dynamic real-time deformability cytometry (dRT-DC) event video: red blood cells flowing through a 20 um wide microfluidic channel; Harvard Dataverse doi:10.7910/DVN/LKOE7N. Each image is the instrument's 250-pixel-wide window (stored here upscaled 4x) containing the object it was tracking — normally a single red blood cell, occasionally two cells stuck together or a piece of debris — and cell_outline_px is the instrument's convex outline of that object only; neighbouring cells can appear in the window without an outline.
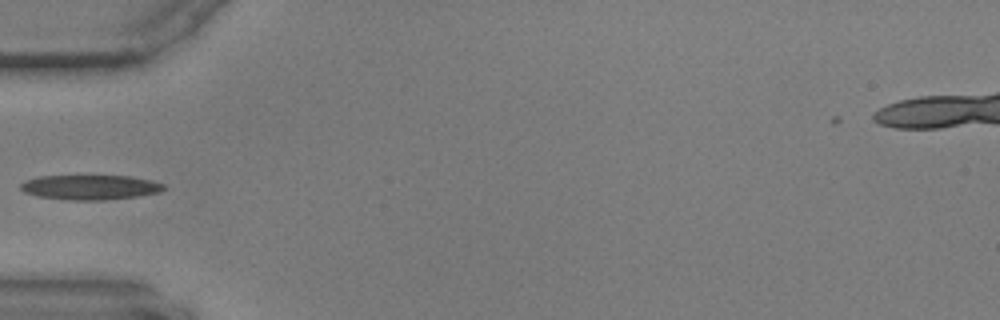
{"species": "common noctule bat (a hibernating species)", "species_latin": "Nyctalus noctula", "temperature_condition": "warm", "stored_images_in_passage": 39, "camera_frame_rate_fps": 3000, "um_per_image_px": 0.085, "animal": {"sex": "male", "body_mass_g": 17.9, "forearm_length_mm": 54.2}, "frame": {"image": 1, "passage_image": 1, "time_ms": 0.0, "image_size_px": [1000, 320], "cell_outline_px": [[168, 188], [160, 192], [136, 196], [104, 200], [64, 200], [36, 196], [24, 192], [20, 188], [20, 184], [24, 180], [36, 176], [92, 172], [128, 176], [148, 180], [164, 184]], "centroid_in_image_um": [7.59, 15.86], "position_along_channel_um": 77.4, "area_um2": 22.08}}
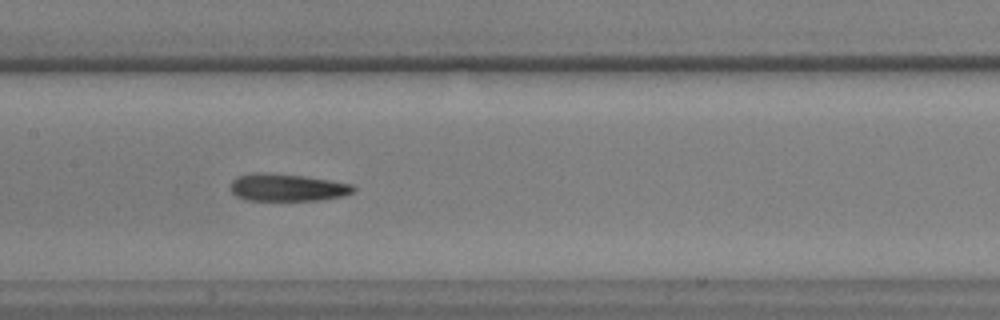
{"frame": {"image": 2, "passage_image": 10, "time_ms": 3.0, "image_size_px": [1000, 320], "cell_outline_px": [[356, 188], [352, 192], [344, 196], [316, 200], [244, 200], [236, 196], [228, 188], [228, 184], [236, 176], [252, 172], [264, 172], [304, 176], [352, 184]], "centroid_in_image_um": [24.32, 15.93], "position_along_channel_um": 183.1, "area_um2": 19.83}}
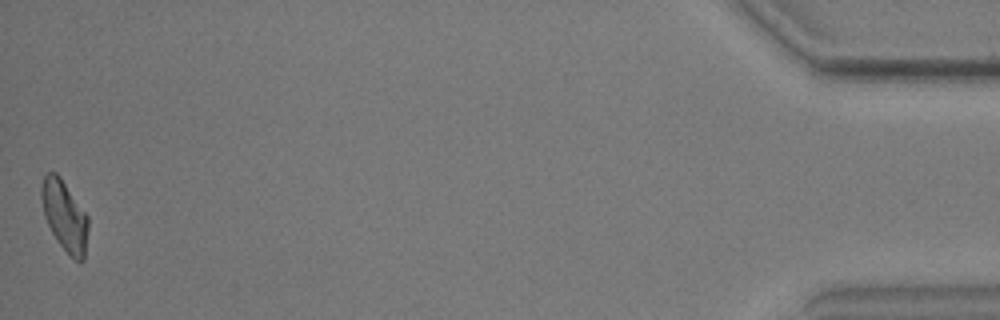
{"frame": {"image": 3, "passage_image": 39, "time_ms": 12.667, "image_size_px": [1000, 320], "cell_outline_px": [[88, 232], [84, 260], [80, 264], [56, 240], [44, 216], [40, 196], [40, 188], [44, 176], [48, 172], [56, 172], [60, 176], [88, 216]], "centroid_in_image_um": [5.49, 18.33], "position_along_channel_um": 429.7, "area_um2": 19.19}}